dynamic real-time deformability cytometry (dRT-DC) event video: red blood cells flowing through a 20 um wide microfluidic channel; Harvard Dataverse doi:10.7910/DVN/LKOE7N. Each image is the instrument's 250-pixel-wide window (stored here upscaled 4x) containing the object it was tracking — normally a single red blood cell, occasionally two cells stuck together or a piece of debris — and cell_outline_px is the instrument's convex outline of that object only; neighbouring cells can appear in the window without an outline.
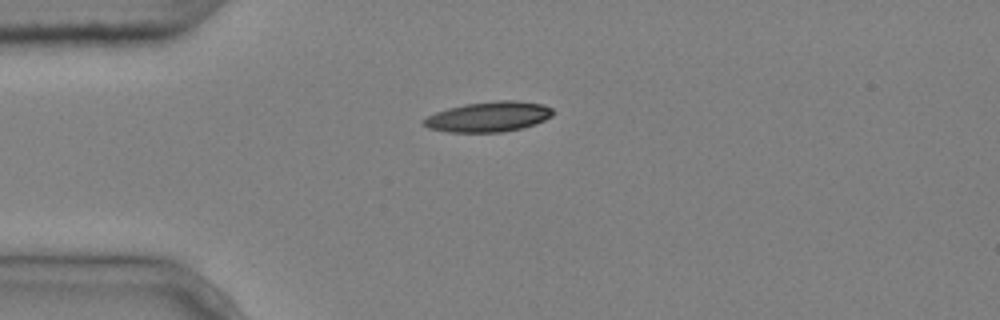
{"species": "common noctule bat (a hibernating species)", "species_latin": "Nyctalus noctula", "temperature_condition": "cold", "stored_images_in_passage": 8, "camera_frame_rate_fps": 3000, "um_per_image_px": 0.085, "animal": {"sex": "male", "body_mass_g": 20.4}, "frame": {"image": 1, "passage_image": 1, "time_ms": 0.0, "image_size_px": [1000, 320], "cell_outline_px": [[556, 112], [552, 116], [536, 124], [524, 128], [504, 132], [448, 132], [428, 128], [420, 120], [436, 112], [448, 108], [464, 104], [496, 100], [520, 100], [544, 104], [552, 108]], "centroid_in_image_um": [41.58, 9.91], "position_along_channel_um": 43.4, "area_um2": 23.12}}
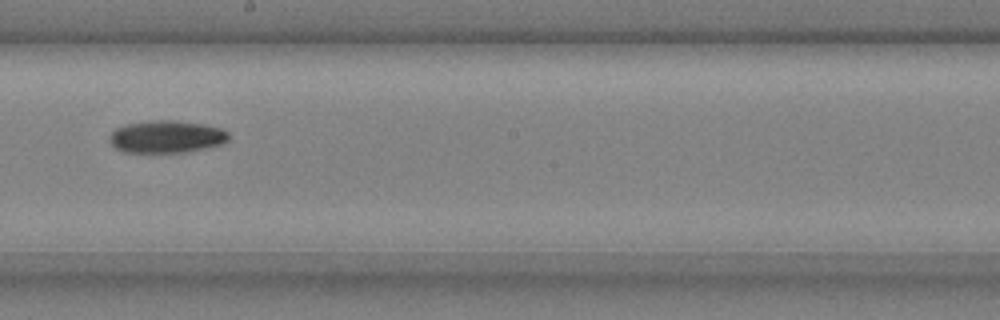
{"frame": {"image": 2, "passage_image": 6, "time_ms": 1.667, "image_size_px": [1000, 320], "cell_outline_px": [[228, 140], [220, 144], [204, 148], [184, 152], [124, 152], [116, 148], [108, 140], [108, 136], [116, 128], [128, 124], [148, 120], [176, 120], [204, 124], [220, 128], [228, 132]], "centroid_in_image_um": [14.12, 11.61], "position_along_channel_um": 234.1, "area_um2": 22.43}}
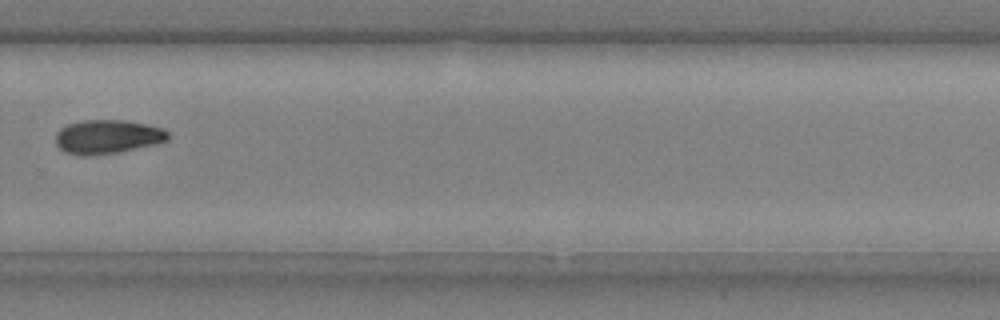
{"frame": {"image": 3, "passage_image": 8, "time_ms": 2.333, "image_size_px": [1000, 320], "cell_outline_px": [[168, 140], [156, 144], [120, 152], [84, 156], [64, 152], [56, 144], [56, 132], [60, 128], [68, 124], [80, 120], [124, 120], [164, 128], [168, 132]], "centroid_in_image_um": [9.12, 11.62], "position_along_channel_um": 320.7, "area_um2": 22.31}}